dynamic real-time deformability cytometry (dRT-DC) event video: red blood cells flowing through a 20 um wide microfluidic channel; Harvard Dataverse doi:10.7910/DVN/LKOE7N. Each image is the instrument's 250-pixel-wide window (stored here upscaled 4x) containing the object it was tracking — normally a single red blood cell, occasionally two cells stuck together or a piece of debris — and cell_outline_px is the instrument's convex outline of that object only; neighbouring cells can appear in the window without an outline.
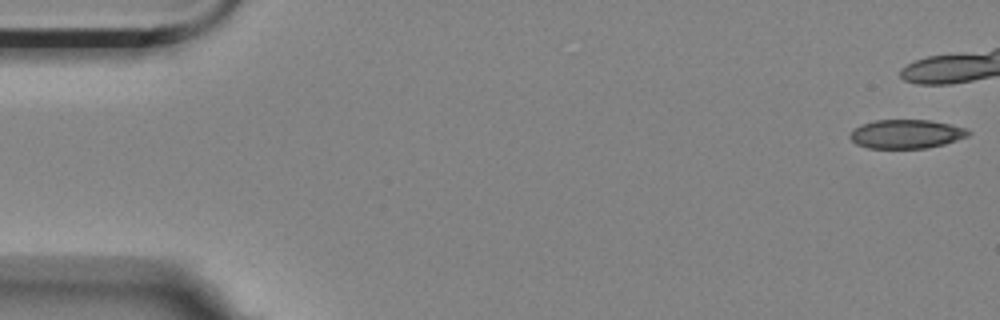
{"species": "Egyptian fruit bat (a non-hibernating species)", "species_latin": "Rousettus aegyptiacus", "temperature_condition": "room temperature", "stored_images_in_passage": 9, "camera_frame_rate_fps": 3000, "um_per_image_px": 0.085, "animal": {"sex": "female"}, "frame": {"image": 1, "passage_image": 1, "time_ms": 0.0, "image_size_px": [1000, 320], "cell_outline_px": [[972, 132], [968, 136], [944, 144], [928, 148], [868, 148], [856, 144], [848, 136], [860, 124], [876, 120], [928, 120], [968, 128]], "centroid_in_image_um": [77.05, 11.39], "position_along_channel_um": 8.0, "area_um2": 19.88}}